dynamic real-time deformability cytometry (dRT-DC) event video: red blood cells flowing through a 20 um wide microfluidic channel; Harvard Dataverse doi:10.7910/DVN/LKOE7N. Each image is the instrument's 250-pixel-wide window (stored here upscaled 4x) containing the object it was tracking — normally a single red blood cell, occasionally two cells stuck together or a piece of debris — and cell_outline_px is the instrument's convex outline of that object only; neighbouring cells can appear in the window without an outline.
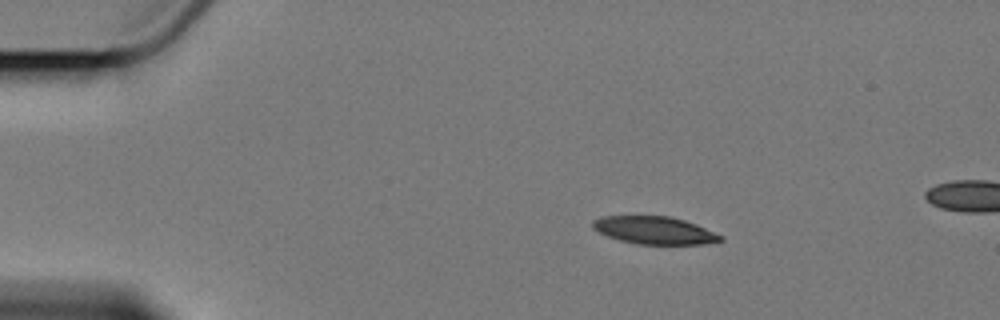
{"species": "Egyptian fruit bat (a non-hibernating species)", "species_latin": "Rousettus aegyptiacus", "temperature_condition": "cold", "stored_images_in_passage": 4, "segment_of_instrument_passage": [1, 2], "camera_frame_rate_fps": 3000, "um_per_image_px": 0.085, "animal": {"sex": "female"}, "frame": {"image": 1, "passage_image": 2, "time_ms": 1.333, "image_size_px": [1000, 320], "cell_outline_px": [[724, 240], [704, 244], [640, 244], [620, 240], [608, 236], [592, 228], [592, 220], [600, 216], [672, 216], [696, 224], [724, 236]], "centroid_in_image_um": [55.64, 19.57], "position_along_channel_um": 29.4, "area_um2": 20.58}}